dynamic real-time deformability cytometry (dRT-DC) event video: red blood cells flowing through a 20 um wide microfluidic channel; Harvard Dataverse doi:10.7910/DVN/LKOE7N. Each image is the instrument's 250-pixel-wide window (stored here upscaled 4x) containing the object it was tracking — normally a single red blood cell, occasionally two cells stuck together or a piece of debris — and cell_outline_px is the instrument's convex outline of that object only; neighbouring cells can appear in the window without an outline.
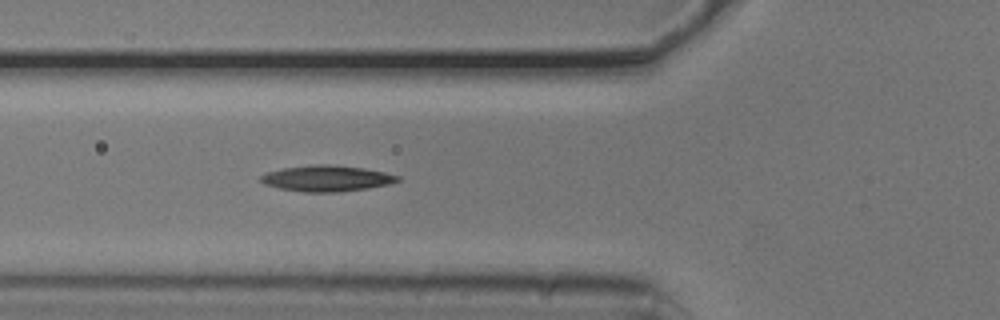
{"species": "common noctule bat (a hibernating species)", "species_latin": "Nyctalus noctula", "temperature_condition": "cold", "stored_images_in_passage": 5, "camera_frame_rate_fps": 3000, "um_per_image_px": 0.085, "animal": {"sex": "male", "body_mass_g": 20.5, "forearm_length_mm": 52.5}, "frame": {"image": 1, "passage_image": 5, "time_ms": 1.333, "image_size_px": [1000, 320], "cell_outline_px": [[400, 180], [388, 184], [368, 188], [340, 192], [304, 192], [280, 188], [264, 184], [260, 180], [260, 176], [268, 172], [284, 168], [312, 164], [336, 164], [364, 168], [384, 172], [400, 176]], "centroid_in_image_um": [27.78, 15.15], "position_along_channel_um": 98.0, "area_um2": 20.75}}